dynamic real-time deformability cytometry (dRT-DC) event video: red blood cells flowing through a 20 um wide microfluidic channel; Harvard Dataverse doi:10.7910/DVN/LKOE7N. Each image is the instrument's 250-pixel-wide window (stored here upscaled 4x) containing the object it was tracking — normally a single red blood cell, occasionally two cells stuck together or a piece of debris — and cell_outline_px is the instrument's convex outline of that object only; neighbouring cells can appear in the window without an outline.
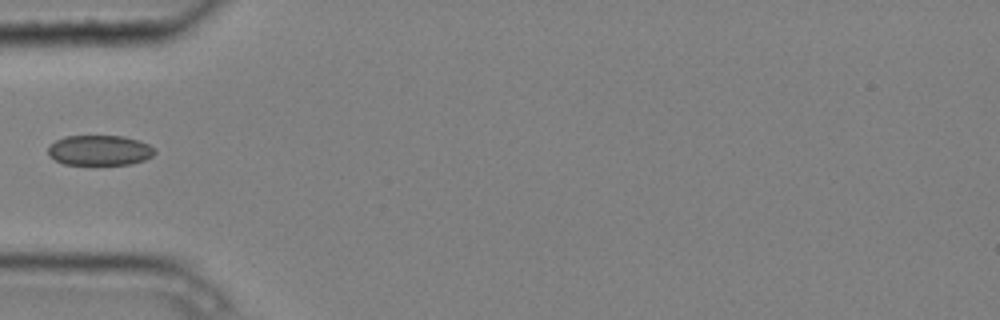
{"species": "common noctule bat (a hibernating species)", "species_latin": "Nyctalus noctula", "temperature_condition": "cold", "stored_images_in_passage": 6, "camera_frame_rate_fps": 3000, "um_per_image_px": 0.085, "animal": {"sex": "male", "body_mass_g": 20.4}, "frame": {"image": 1, "passage_image": 5, "time_ms": 1.333, "image_size_px": [1000, 320], "cell_outline_px": [[156, 152], [152, 156], [144, 160], [132, 164], [64, 164], [48, 156], [48, 148], [56, 140], [64, 136], [124, 136], [140, 140], [156, 148]], "centroid_in_image_um": [8.5, 12.77], "position_along_channel_um": 76.5, "area_um2": 18.84}}
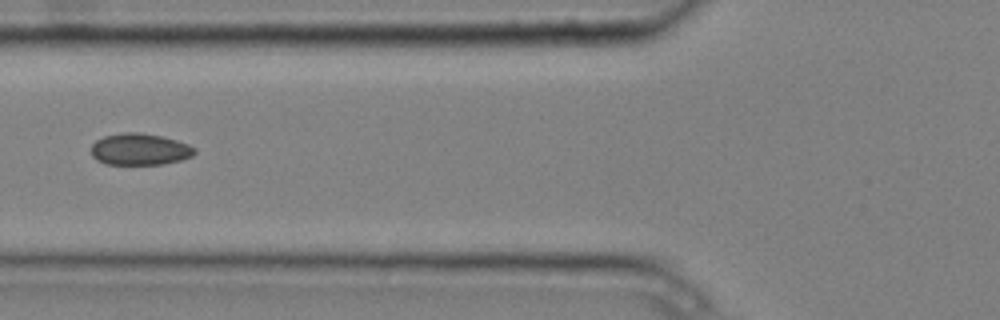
{"frame": {"image": 2, "passage_image": 6, "time_ms": 1.667, "image_size_px": [1000, 320], "cell_outline_px": [[196, 152], [192, 156], [180, 160], [164, 164], [104, 164], [96, 160], [92, 156], [92, 144], [96, 140], [104, 136], [124, 132], [140, 132], [160, 136], [176, 140], [188, 144], [196, 148]], "centroid_in_image_um": [11.87, 12.69], "position_along_channel_um": 113.9, "area_um2": 19.13}}